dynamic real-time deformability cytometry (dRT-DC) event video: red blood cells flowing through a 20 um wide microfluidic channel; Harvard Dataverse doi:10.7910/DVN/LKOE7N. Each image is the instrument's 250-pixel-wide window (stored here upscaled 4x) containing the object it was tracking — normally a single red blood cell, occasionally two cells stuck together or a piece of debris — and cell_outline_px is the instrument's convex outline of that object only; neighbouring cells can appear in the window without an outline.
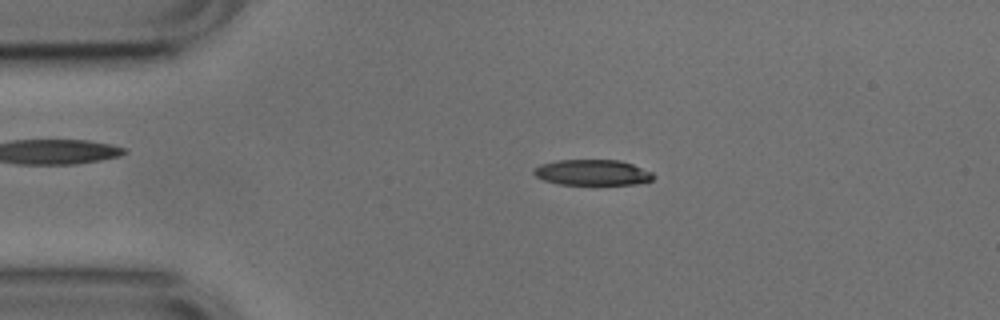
{"species": "common noctule bat (a hibernating species)", "species_latin": "Nyctalus noctula", "temperature_condition": "cold", "stored_images_in_passage": 50, "camera_frame_rate_fps": 3000, "um_per_image_px": 0.085, "animal": {"sex": "male", "body_mass_g": 17.9, "forearm_length_mm": 54.2}, "frame": {"image": 1, "passage_image": 8, "time_ms": 2.333, "image_size_px": [1000, 320], "cell_outline_px": [[656, 176], [652, 180], [636, 184], [560, 184], [544, 180], [536, 176], [532, 172], [540, 164], [556, 160], [620, 160], [632, 164], [652, 172]], "centroid_in_image_um": [50.37, 14.65], "position_along_channel_um": 34.6, "area_um2": 17.8}}
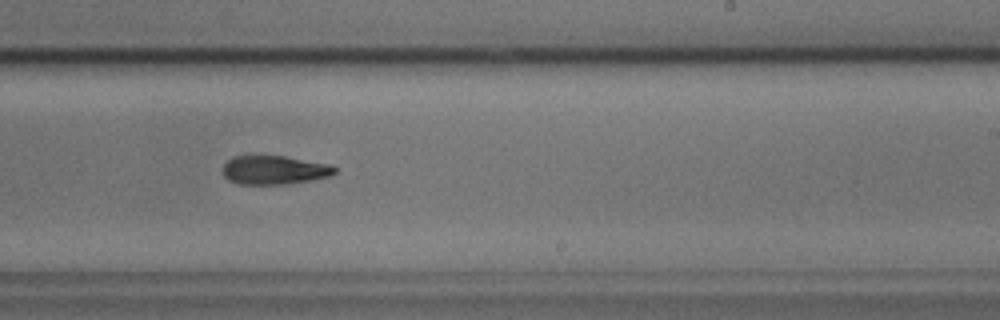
{"frame": {"image": 2, "passage_image": 29, "time_ms": 9.333, "image_size_px": [1000, 320], "cell_outline_px": [[336, 172], [332, 176], [288, 184], [240, 184], [228, 180], [224, 176], [224, 164], [232, 156], [284, 156], [328, 164], [336, 168]], "centroid_in_image_um": [23.32, 14.46], "position_along_channel_um": 265.7, "area_um2": 18.67}}
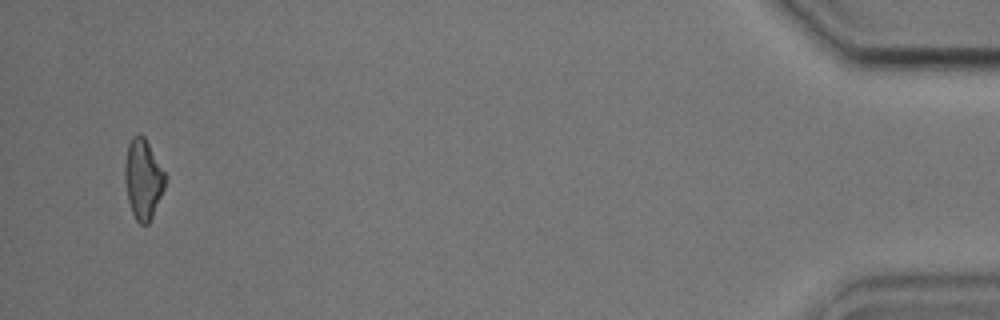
{"frame": {"image": 3, "passage_image": 48, "time_ms": 15.667, "image_size_px": [1000, 320], "cell_outline_px": [[168, 176], [164, 188], [152, 216], [148, 224], [140, 224], [136, 220], [132, 212], [128, 200], [124, 180], [124, 168], [128, 144], [132, 136], [140, 132], [144, 136]], "centroid_in_image_um": [12.16, 15.18], "position_along_channel_um": 423.0, "area_um2": 18.96}, "authors_computed_cell_mechanics": {"area_um2": 19.0162, "velocity_mm_per_s": 3.7883, "shape_relaxation_time_tau1_ms": 3.897, "shape_relaxation_time_tau2_ms": 4.6835, "deformation_change_tau1": 0.1593, "deformation_change_tau2": 0.1366}}